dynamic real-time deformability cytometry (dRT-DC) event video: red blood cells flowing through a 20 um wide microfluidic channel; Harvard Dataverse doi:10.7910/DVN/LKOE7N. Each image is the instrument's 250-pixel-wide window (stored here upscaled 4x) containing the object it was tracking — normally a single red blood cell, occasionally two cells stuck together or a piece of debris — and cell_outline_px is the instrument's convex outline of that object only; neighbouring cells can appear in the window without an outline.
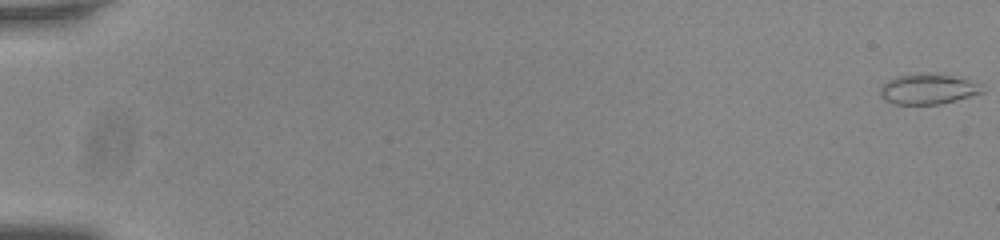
{"species": "common noctule bat (a hibernating species)", "species_latin": "Nyctalus noctula", "temperature_condition": "room temperature", "stored_images_in_passage": 56, "camera_frame_rate_fps": 3000, "um_per_image_px": 0.085, "animal": {"sex": "male", "body_mass_g": 20.0, "forearm_length_mm": 53.3}, "frame": {"image": 1, "passage_image": 1, "time_ms": 0.0, "image_size_px": [1000, 240], "cell_outline_px": [[984, 92], [956, 100], [940, 104], [896, 104], [880, 96], [880, 88], [888, 80], [896, 76], [928, 72], [936, 72], [968, 80], [976, 84]], "centroid_in_image_um": [78.84, 7.55], "position_along_channel_um": 6.2, "area_um2": 17.8}}
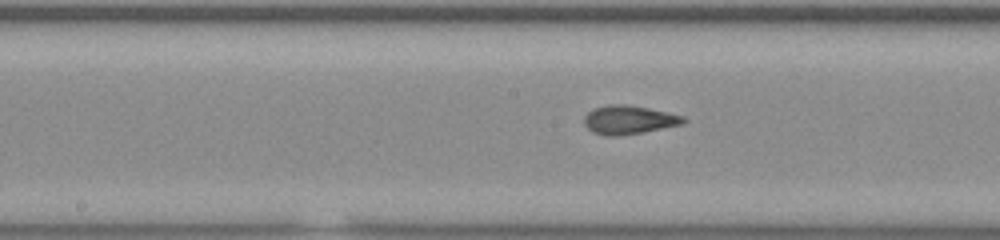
{"frame": {"image": 2, "passage_image": 31, "time_ms": 10.0, "image_size_px": [1000, 240], "cell_outline_px": [[688, 120], [684, 124], [644, 132], [616, 136], [608, 136], [592, 132], [584, 124], [584, 116], [592, 108], [608, 104], [624, 104], [648, 108], [668, 112], [684, 116]], "centroid_in_image_um": [53.46, 10.18], "position_along_channel_um": 194.7, "area_um2": 16.76}}
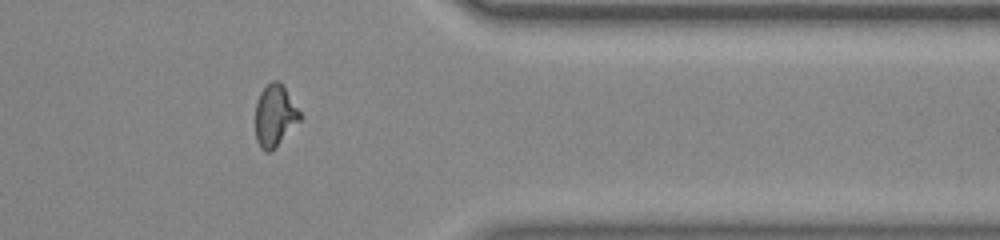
{"frame": {"image": 3, "passage_image": 47, "time_ms": 15.333, "image_size_px": [1000, 240], "cell_outline_px": [[300, 120], [268, 152], [264, 152], [260, 148], [256, 140], [256, 104], [260, 92], [272, 80], [280, 80], [284, 84], [300, 112]], "centroid_in_image_um": [23.35, 9.76], "position_along_channel_um": 388.1, "area_um2": 15.72}, "authors_computed_cell_mechanics": {"area_um2": 16.3863, "velocity_mm_per_s": 3.8162, "shape_relaxation_time_tau1_ms": 10.7647, "shape_relaxation_time_tau2_ms": 1.2115, "deformation_change_tau1": 0.2462, "deformation_change_tau2": 0.0852}}